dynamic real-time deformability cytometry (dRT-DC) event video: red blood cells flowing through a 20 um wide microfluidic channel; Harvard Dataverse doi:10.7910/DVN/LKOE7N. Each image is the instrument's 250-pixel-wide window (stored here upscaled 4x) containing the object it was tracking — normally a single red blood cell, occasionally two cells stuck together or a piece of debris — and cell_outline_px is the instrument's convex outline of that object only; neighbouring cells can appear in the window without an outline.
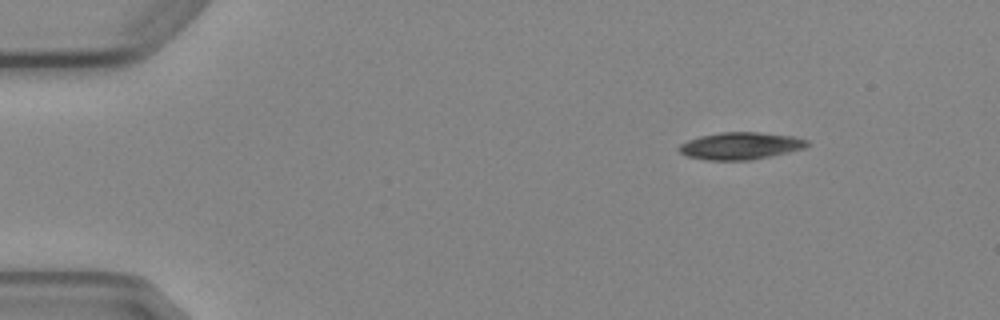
{"species": "Egyptian fruit bat (a non-hibernating species)", "species_latin": "Rousettus aegyptiacus", "temperature_condition": "cold", "stored_images_in_passage": 4, "camera_frame_rate_fps": 3000, "um_per_image_px": 0.085, "animal": {"sex": "female"}, "frame": {"image": 1, "passage_image": 1, "time_ms": 0.0, "image_size_px": [1000, 320], "cell_outline_px": [[808, 144], [804, 148], [788, 152], [748, 160], [708, 160], [688, 156], [680, 152], [676, 148], [680, 144], [688, 140], [700, 136], [720, 132], [760, 132], [792, 136], [808, 140]], "centroid_in_image_um": [62.91, 12.39], "position_along_channel_um": 22.1, "area_um2": 20.11}}
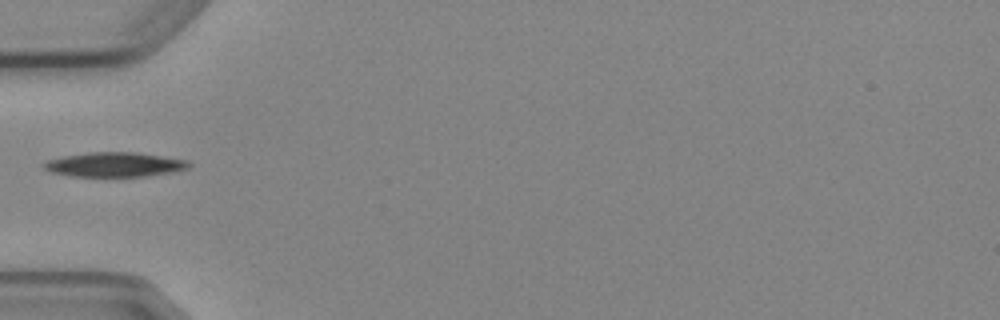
{"frame": {"image": 2, "passage_image": 4, "time_ms": 3.667, "image_size_px": [1000, 320], "cell_outline_px": [[192, 168], [172, 172], [144, 176], [68, 176], [52, 172], [44, 168], [40, 164], [48, 160], [64, 156], [88, 152], [136, 152], [188, 160], [192, 164]], "centroid_in_image_um": [9.77, 13.98], "position_along_channel_um": 75.2, "area_um2": 20.81}}